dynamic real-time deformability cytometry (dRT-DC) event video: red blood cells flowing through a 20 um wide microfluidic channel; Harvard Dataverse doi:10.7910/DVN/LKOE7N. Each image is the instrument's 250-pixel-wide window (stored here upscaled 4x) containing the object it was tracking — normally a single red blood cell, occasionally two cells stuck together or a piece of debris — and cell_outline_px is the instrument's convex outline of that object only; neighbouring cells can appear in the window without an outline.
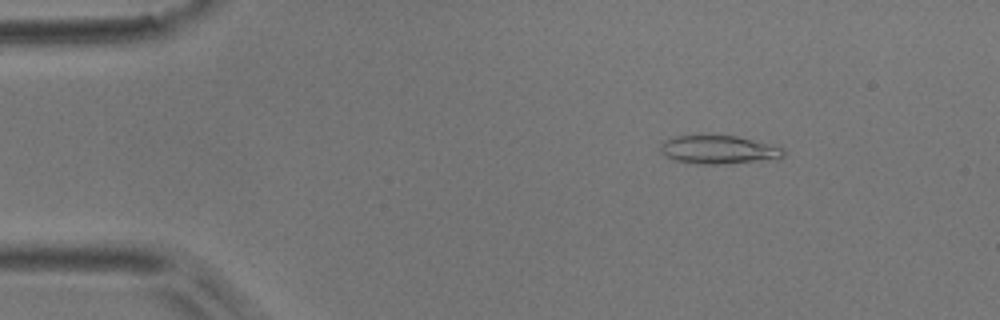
{"species": "common noctule bat (a hibernating species)", "species_latin": "Nyctalus noctula", "temperature_condition": "room temperature", "stored_images_in_passage": 51, "camera_frame_rate_fps": 3000, "um_per_image_px": 0.085, "animal": {"sex": "male", "body_mass_g": 17.9}, "frame": {"image": 1, "passage_image": 6, "time_ms": 1.667, "image_size_px": [1000, 320], "cell_outline_px": [[784, 156], [756, 160], [716, 164], [696, 164], [672, 160], [660, 152], [660, 144], [664, 140], [676, 136], [736, 136], [784, 148]], "centroid_in_image_um": [60.97, 12.72], "position_along_channel_um": 24.0, "area_um2": 19.83}}
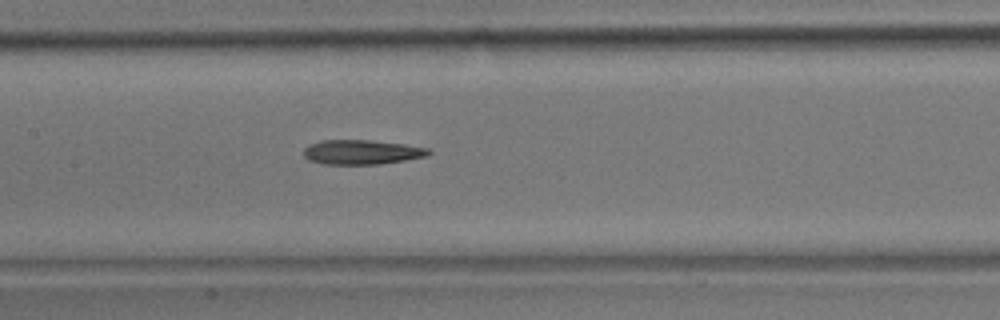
{"frame": {"image": 2, "passage_image": 23, "time_ms": 7.333, "image_size_px": [1000, 320], "cell_outline_px": [[432, 152], [428, 156], [380, 164], [320, 164], [308, 160], [304, 156], [304, 148], [308, 144], [324, 140], [368, 140], [404, 144], [428, 148]], "centroid_in_image_um": [30.73, 12.93], "position_along_channel_um": 176.7, "area_um2": 17.92}}
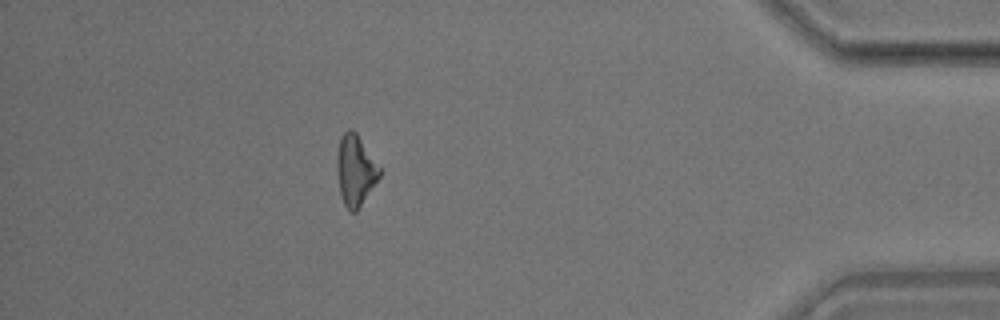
{"frame": {"image": 3, "passage_image": 44, "time_ms": 14.333, "image_size_px": [1000, 320], "cell_outline_px": [[380, 176], [356, 212], [352, 212], [344, 204], [340, 196], [336, 168], [336, 156], [340, 136], [348, 128], [352, 128], [356, 132], [380, 168]], "centroid_in_image_um": [30.17, 14.45], "position_along_channel_um": 405.0, "area_um2": 17.51}}